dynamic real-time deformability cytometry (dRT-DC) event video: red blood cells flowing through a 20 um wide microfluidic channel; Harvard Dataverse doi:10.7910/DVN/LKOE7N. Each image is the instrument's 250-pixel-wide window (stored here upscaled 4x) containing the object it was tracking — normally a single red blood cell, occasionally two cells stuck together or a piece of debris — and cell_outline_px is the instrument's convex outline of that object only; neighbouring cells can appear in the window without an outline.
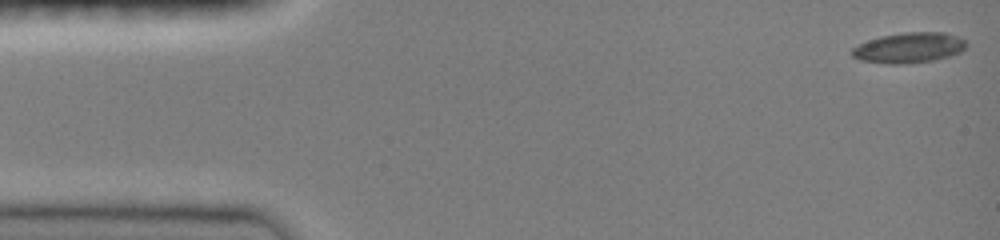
{"species": "common noctule bat (a hibernating species)", "species_latin": "Nyctalus noctula", "temperature_condition": "room temperature", "stored_images_in_passage": 41, "camera_frame_rate_fps": 3000, "um_per_image_px": 0.085, "animal": {"sex": "female", "body_mass_g": 19.0, "forearm_length_mm": 51.5}, "frame": {"image": 1, "passage_image": 1, "time_ms": 0.0, "image_size_px": [1000, 240], "cell_outline_px": [[968, 44], [960, 52], [948, 56], [932, 60], [900, 64], [888, 64], [860, 60], [852, 56], [848, 52], [856, 44], [880, 36], [904, 32], [944, 32], [956, 36], [964, 40]], "centroid_in_image_um": [77.2, 4.05], "position_along_channel_um": 7.8, "area_um2": 20.29}}
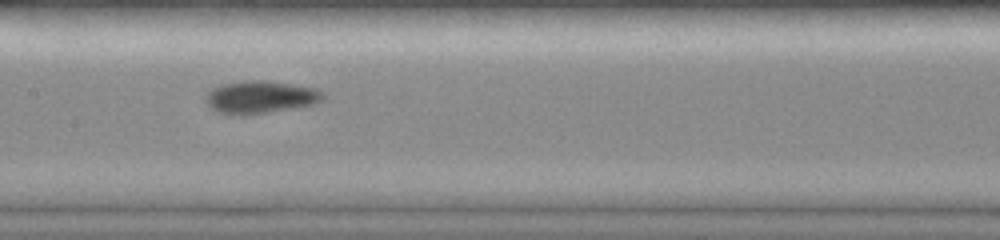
{"frame": {"image": 2, "passage_image": 23, "time_ms": 7.333, "image_size_px": [1000, 240], "cell_outline_px": [[324, 100], [312, 104], [244, 116], [240, 116], [216, 112], [204, 100], [204, 96], [212, 88], [220, 84], [248, 80], [264, 80], [292, 84], [316, 88], [324, 92]], "centroid_in_image_um": [22.09, 8.25], "position_along_channel_um": 185.3, "area_um2": 22.37}}
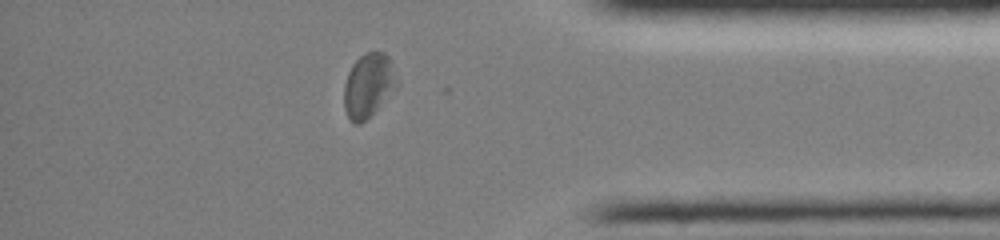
{"frame": {"image": 3, "passage_image": 40, "time_ms": 13.0, "image_size_px": [1000, 240], "cell_outline_px": [[400, 84], [360, 124], [356, 124], [348, 116], [344, 108], [344, 84], [348, 72], [352, 64], [364, 52], [384, 52], [388, 56]], "centroid_in_image_um": [31.31, 7.21], "position_along_channel_um": 403.9, "area_um2": 19.42}, "authors_computed_cell_mechanics": {"area_um2": 20.2878, "velocity_mm_per_s": 4.0504, "shape_relaxation_time_tau1_ms": 5.4266, "shape_relaxation_time_tau2_ms": 4.7054, "deformation_change_tau1": 0.1482, "deformation_change_tau2": 0.0971}}